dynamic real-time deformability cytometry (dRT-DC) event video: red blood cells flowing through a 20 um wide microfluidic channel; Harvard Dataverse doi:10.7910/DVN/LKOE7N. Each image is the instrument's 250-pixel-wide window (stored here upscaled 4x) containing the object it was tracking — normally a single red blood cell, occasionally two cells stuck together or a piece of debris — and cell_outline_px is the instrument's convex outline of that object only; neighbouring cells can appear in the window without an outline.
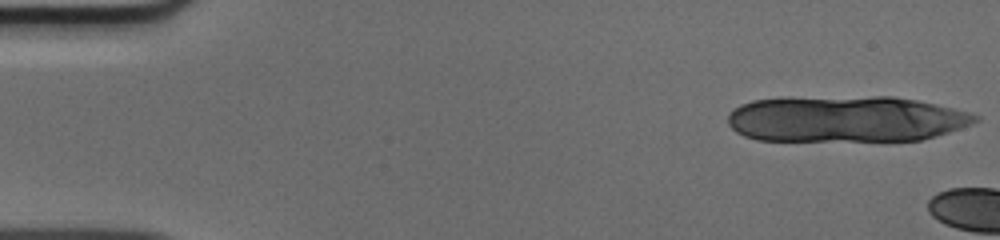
{"species": "human", "species_latin": "Homo sapiens", "temperature_condition": "cold", "stored_images_in_passage": 5, "camera_frame_rate_fps": 3000, "um_per_image_px": 0.085, "donor": {"sex": "male"}, "frame": {"image": 1, "passage_image": 1, "time_ms": 0.0, "image_size_px": [1000, 240], "cell_outline_px": [[980, 120], [972, 124], [948, 132], [920, 140], [756, 140], [744, 136], [736, 132], [728, 124], [728, 112], [732, 108], [740, 104], [752, 100], [788, 96], [892, 96], [916, 100], [936, 104], [968, 112], [980, 116]], "centroid_in_image_um": [71.83, 10.08], "position_along_channel_um": 13.2, "area_um2": 67.39}}